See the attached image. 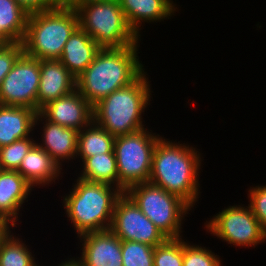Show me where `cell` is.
<instances>
[{"instance_id": "1", "label": "cell", "mask_w": 266, "mask_h": 266, "mask_svg": "<svg viewBox=\"0 0 266 266\" xmlns=\"http://www.w3.org/2000/svg\"><path fill=\"white\" fill-rule=\"evenodd\" d=\"M160 137L154 148L149 183L178 196L191 208L198 203L201 154L188 144Z\"/></svg>"}, {"instance_id": "2", "label": "cell", "mask_w": 266, "mask_h": 266, "mask_svg": "<svg viewBox=\"0 0 266 266\" xmlns=\"http://www.w3.org/2000/svg\"><path fill=\"white\" fill-rule=\"evenodd\" d=\"M139 45L101 48L76 78V89L92 105L133 83L145 70L138 57Z\"/></svg>"}, {"instance_id": "3", "label": "cell", "mask_w": 266, "mask_h": 266, "mask_svg": "<svg viewBox=\"0 0 266 266\" xmlns=\"http://www.w3.org/2000/svg\"><path fill=\"white\" fill-rule=\"evenodd\" d=\"M144 71L133 83L112 92L93 106V121L115 138L145 128L142 113L150 105L151 87Z\"/></svg>"}, {"instance_id": "4", "label": "cell", "mask_w": 266, "mask_h": 266, "mask_svg": "<svg viewBox=\"0 0 266 266\" xmlns=\"http://www.w3.org/2000/svg\"><path fill=\"white\" fill-rule=\"evenodd\" d=\"M75 182L70 194L64 195L63 206L77 236L110 229L116 200L123 192L115 186L78 177Z\"/></svg>"}, {"instance_id": "5", "label": "cell", "mask_w": 266, "mask_h": 266, "mask_svg": "<svg viewBox=\"0 0 266 266\" xmlns=\"http://www.w3.org/2000/svg\"><path fill=\"white\" fill-rule=\"evenodd\" d=\"M78 27L77 12L63 5L31 13L22 42L23 52L38 60H59L65 43Z\"/></svg>"}, {"instance_id": "6", "label": "cell", "mask_w": 266, "mask_h": 266, "mask_svg": "<svg viewBox=\"0 0 266 266\" xmlns=\"http://www.w3.org/2000/svg\"><path fill=\"white\" fill-rule=\"evenodd\" d=\"M79 27L101 48H124L139 43L118 0H105L79 7Z\"/></svg>"}, {"instance_id": "7", "label": "cell", "mask_w": 266, "mask_h": 266, "mask_svg": "<svg viewBox=\"0 0 266 266\" xmlns=\"http://www.w3.org/2000/svg\"><path fill=\"white\" fill-rule=\"evenodd\" d=\"M125 193L167 238H181L184 216L192 208L181 198L149 182L130 186Z\"/></svg>"}, {"instance_id": "8", "label": "cell", "mask_w": 266, "mask_h": 266, "mask_svg": "<svg viewBox=\"0 0 266 266\" xmlns=\"http://www.w3.org/2000/svg\"><path fill=\"white\" fill-rule=\"evenodd\" d=\"M150 131L144 128L115 138L113 151L123 193L132 185L149 182L154 148L161 137Z\"/></svg>"}, {"instance_id": "9", "label": "cell", "mask_w": 266, "mask_h": 266, "mask_svg": "<svg viewBox=\"0 0 266 266\" xmlns=\"http://www.w3.org/2000/svg\"><path fill=\"white\" fill-rule=\"evenodd\" d=\"M205 227L210 234L233 246L255 248L266 240V232L249 205H230L206 221Z\"/></svg>"}, {"instance_id": "10", "label": "cell", "mask_w": 266, "mask_h": 266, "mask_svg": "<svg viewBox=\"0 0 266 266\" xmlns=\"http://www.w3.org/2000/svg\"><path fill=\"white\" fill-rule=\"evenodd\" d=\"M40 60L24 52L0 85V105L28 107L37 112Z\"/></svg>"}, {"instance_id": "11", "label": "cell", "mask_w": 266, "mask_h": 266, "mask_svg": "<svg viewBox=\"0 0 266 266\" xmlns=\"http://www.w3.org/2000/svg\"><path fill=\"white\" fill-rule=\"evenodd\" d=\"M110 230L121 240L153 247L168 239L126 193L116 200Z\"/></svg>"}, {"instance_id": "12", "label": "cell", "mask_w": 266, "mask_h": 266, "mask_svg": "<svg viewBox=\"0 0 266 266\" xmlns=\"http://www.w3.org/2000/svg\"><path fill=\"white\" fill-rule=\"evenodd\" d=\"M39 113L48 121L81 131L93 122V106L77 89L43 106Z\"/></svg>"}, {"instance_id": "13", "label": "cell", "mask_w": 266, "mask_h": 266, "mask_svg": "<svg viewBox=\"0 0 266 266\" xmlns=\"http://www.w3.org/2000/svg\"><path fill=\"white\" fill-rule=\"evenodd\" d=\"M83 266H123L121 239L110 229L90 232L79 237Z\"/></svg>"}, {"instance_id": "14", "label": "cell", "mask_w": 266, "mask_h": 266, "mask_svg": "<svg viewBox=\"0 0 266 266\" xmlns=\"http://www.w3.org/2000/svg\"><path fill=\"white\" fill-rule=\"evenodd\" d=\"M43 121L41 129L42 143H37L61 168L65 160L77 158L78 131L46 120L39 112L35 116L34 126ZM76 157V158H75Z\"/></svg>"}, {"instance_id": "15", "label": "cell", "mask_w": 266, "mask_h": 266, "mask_svg": "<svg viewBox=\"0 0 266 266\" xmlns=\"http://www.w3.org/2000/svg\"><path fill=\"white\" fill-rule=\"evenodd\" d=\"M76 89V77L59 60H40L37 113L47 103Z\"/></svg>"}, {"instance_id": "16", "label": "cell", "mask_w": 266, "mask_h": 266, "mask_svg": "<svg viewBox=\"0 0 266 266\" xmlns=\"http://www.w3.org/2000/svg\"><path fill=\"white\" fill-rule=\"evenodd\" d=\"M34 187L17 171L0 170V216L13 227L23 203Z\"/></svg>"}, {"instance_id": "17", "label": "cell", "mask_w": 266, "mask_h": 266, "mask_svg": "<svg viewBox=\"0 0 266 266\" xmlns=\"http://www.w3.org/2000/svg\"><path fill=\"white\" fill-rule=\"evenodd\" d=\"M125 18L138 37L142 22H159L171 18L178 9L173 0H118ZM176 7V8H175Z\"/></svg>"}, {"instance_id": "18", "label": "cell", "mask_w": 266, "mask_h": 266, "mask_svg": "<svg viewBox=\"0 0 266 266\" xmlns=\"http://www.w3.org/2000/svg\"><path fill=\"white\" fill-rule=\"evenodd\" d=\"M61 169L51 156L35 143L16 171L33 187H45L59 179Z\"/></svg>"}, {"instance_id": "19", "label": "cell", "mask_w": 266, "mask_h": 266, "mask_svg": "<svg viewBox=\"0 0 266 266\" xmlns=\"http://www.w3.org/2000/svg\"><path fill=\"white\" fill-rule=\"evenodd\" d=\"M100 49L90 35L78 27L65 43L59 61L77 78L94 60Z\"/></svg>"}, {"instance_id": "20", "label": "cell", "mask_w": 266, "mask_h": 266, "mask_svg": "<svg viewBox=\"0 0 266 266\" xmlns=\"http://www.w3.org/2000/svg\"><path fill=\"white\" fill-rule=\"evenodd\" d=\"M36 114L28 107L0 105V148L30 137Z\"/></svg>"}, {"instance_id": "21", "label": "cell", "mask_w": 266, "mask_h": 266, "mask_svg": "<svg viewBox=\"0 0 266 266\" xmlns=\"http://www.w3.org/2000/svg\"><path fill=\"white\" fill-rule=\"evenodd\" d=\"M29 13L15 0H0V43H22Z\"/></svg>"}, {"instance_id": "22", "label": "cell", "mask_w": 266, "mask_h": 266, "mask_svg": "<svg viewBox=\"0 0 266 266\" xmlns=\"http://www.w3.org/2000/svg\"><path fill=\"white\" fill-rule=\"evenodd\" d=\"M78 178L97 183H106L119 188L117 162L114 152L86 158Z\"/></svg>"}, {"instance_id": "23", "label": "cell", "mask_w": 266, "mask_h": 266, "mask_svg": "<svg viewBox=\"0 0 266 266\" xmlns=\"http://www.w3.org/2000/svg\"><path fill=\"white\" fill-rule=\"evenodd\" d=\"M115 137L94 121L78 131L77 157L82 162L93 155L114 152Z\"/></svg>"}, {"instance_id": "24", "label": "cell", "mask_w": 266, "mask_h": 266, "mask_svg": "<svg viewBox=\"0 0 266 266\" xmlns=\"http://www.w3.org/2000/svg\"><path fill=\"white\" fill-rule=\"evenodd\" d=\"M11 232L0 241V266H34L36 261L29 246Z\"/></svg>"}, {"instance_id": "25", "label": "cell", "mask_w": 266, "mask_h": 266, "mask_svg": "<svg viewBox=\"0 0 266 266\" xmlns=\"http://www.w3.org/2000/svg\"><path fill=\"white\" fill-rule=\"evenodd\" d=\"M155 247L145 243L121 240L123 266H154Z\"/></svg>"}, {"instance_id": "26", "label": "cell", "mask_w": 266, "mask_h": 266, "mask_svg": "<svg viewBox=\"0 0 266 266\" xmlns=\"http://www.w3.org/2000/svg\"><path fill=\"white\" fill-rule=\"evenodd\" d=\"M154 266H183V239L168 238L164 243L155 246Z\"/></svg>"}, {"instance_id": "27", "label": "cell", "mask_w": 266, "mask_h": 266, "mask_svg": "<svg viewBox=\"0 0 266 266\" xmlns=\"http://www.w3.org/2000/svg\"><path fill=\"white\" fill-rule=\"evenodd\" d=\"M32 136L17 140L0 148V166L2 170L16 171L31 147L36 143Z\"/></svg>"}, {"instance_id": "28", "label": "cell", "mask_w": 266, "mask_h": 266, "mask_svg": "<svg viewBox=\"0 0 266 266\" xmlns=\"http://www.w3.org/2000/svg\"><path fill=\"white\" fill-rule=\"evenodd\" d=\"M219 255L183 240V266H222Z\"/></svg>"}, {"instance_id": "29", "label": "cell", "mask_w": 266, "mask_h": 266, "mask_svg": "<svg viewBox=\"0 0 266 266\" xmlns=\"http://www.w3.org/2000/svg\"><path fill=\"white\" fill-rule=\"evenodd\" d=\"M248 192L250 202L248 205L258 219L261 228L266 232V185L250 187Z\"/></svg>"}, {"instance_id": "30", "label": "cell", "mask_w": 266, "mask_h": 266, "mask_svg": "<svg viewBox=\"0 0 266 266\" xmlns=\"http://www.w3.org/2000/svg\"><path fill=\"white\" fill-rule=\"evenodd\" d=\"M22 53V43H0V85Z\"/></svg>"}, {"instance_id": "31", "label": "cell", "mask_w": 266, "mask_h": 266, "mask_svg": "<svg viewBox=\"0 0 266 266\" xmlns=\"http://www.w3.org/2000/svg\"><path fill=\"white\" fill-rule=\"evenodd\" d=\"M29 14L62 6V0H15Z\"/></svg>"}, {"instance_id": "32", "label": "cell", "mask_w": 266, "mask_h": 266, "mask_svg": "<svg viewBox=\"0 0 266 266\" xmlns=\"http://www.w3.org/2000/svg\"><path fill=\"white\" fill-rule=\"evenodd\" d=\"M102 1H105V0H62V5L76 11L81 6H85V5L97 3V2H102Z\"/></svg>"}, {"instance_id": "33", "label": "cell", "mask_w": 266, "mask_h": 266, "mask_svg": "<svg viewBox=\"0 0 266 266\" xmlns=\"http://www.w3.org/2000/svg\"><path fill=\"white\" fill-rule=\"evenodd\" d=\"M10 227L13 226L0 216V241L10 232Z\"/></svg>"}, {"instance_id": "34", "label": "cell", "mask_w": 266, "mask_h": 266, "mask_svg": "<svg viewBox=\"0 0 266 266\" xmlns=\"http://www.w3.org/2000/svg\"><path fill=\"white\" fill-rule=\"evenodd\" d=\"M58 266H83V264L79 259L77 258L75 259L74 257V258H70L69 260L65 262L62 261V263L61 264L59 263Z\"/></svg>"}]
</instances>
